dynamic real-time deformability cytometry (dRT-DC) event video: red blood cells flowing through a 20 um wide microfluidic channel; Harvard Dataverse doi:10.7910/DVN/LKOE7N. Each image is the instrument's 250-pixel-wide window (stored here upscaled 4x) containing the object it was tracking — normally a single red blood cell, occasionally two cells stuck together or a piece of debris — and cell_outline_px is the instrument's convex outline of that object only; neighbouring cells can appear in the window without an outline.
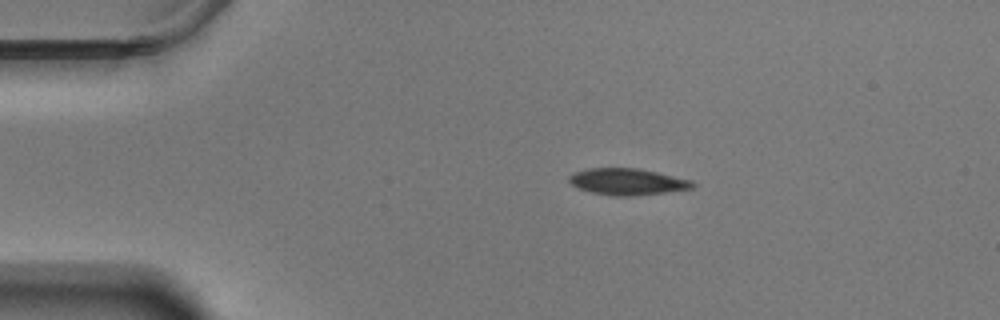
{"species": "Egyptian fruit bat (a non-hibernating species)", "species_latin": "Rousettus aegyptiacus", "temperature_condition": "warm", "stored_images_in_passage": 47, "camera_frame_rate_fps": 3000, "um_per_image_px": 0.085, "animal": {"sex": "male"}, "frame": {"image": 1, "passage_image": 1, "time_ms": 0.0, "image_size_px": [1000, 320], "cell_outline_px": [[696, 184], [692, 188], [664, 192], [632, 196], [612, 196], [592, 192], [580, 188], [572, 184], [568, 180], [568, 176], [572, 172], [588, 168], [640, 168], [692, 180]], "centroid_in_image_um": [53.31, 15.43], "position_along_channel_um": 31.7, "area_um2": 19.07}}
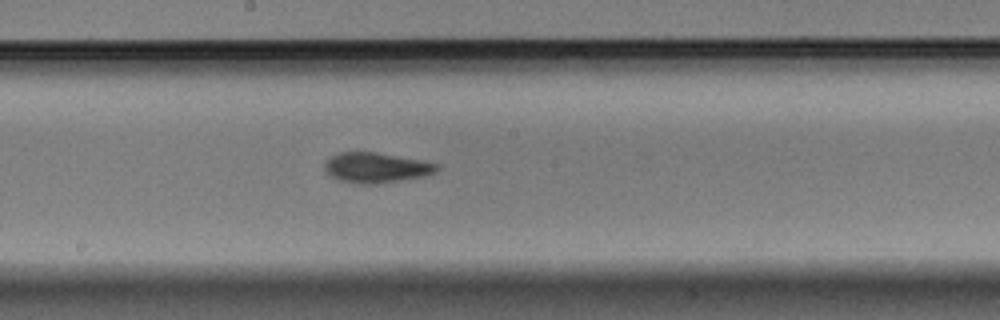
{"frame": {"image": 2, "passage_image": 21, "time_ms": 6.667, "image_size_px": [1000, 320], "cell_outline_px": [[440, 168], [436, 172], [424, 176], [376, 184], [356, 184], [336, 180], [324, 168], [324, 164], [332, 156], [340, 152], [376, 152], [420, 160], [440, 164]], "centroid_in_image_um": [31.98, 14.26], "position_along_channel_um": 216.2, "area_um2": 19.71}}
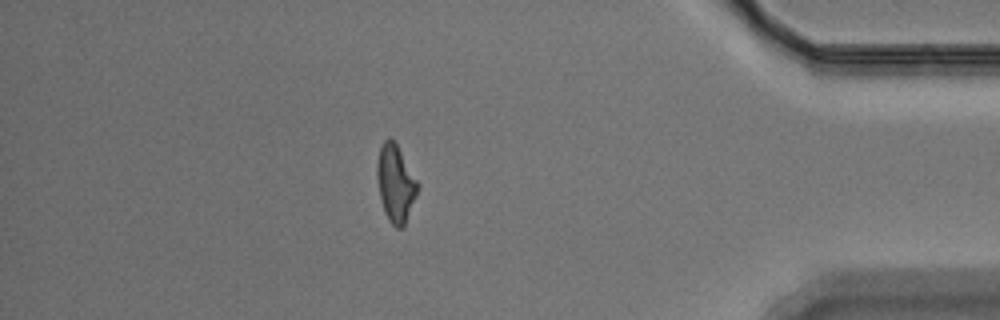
{"frame": {"image": 3, "passage_image": 40, "time_ms": 13.0, "image_size_px": [1000, 320], "cell_outline_px": [[420, 184], [416, 196], [404, 224], [400, 228], [396, 228], [388, 220], [384, 212], [380, 200], [376, 176], [376, 164], [380, 148], [384, 140], [392, 140], [396, 144]], "centroid_in_image_um": [33.6, 15.61], "position_along_channel_um": 401.6, "area_um2": 18.09}, "authors_computed_cell_mechanics": {"area_um2": 19.1318, "velocity_mm_per_s": 3.5129, "shape_relaxation_time_tau1_ms": 4.0622, "shape_relaxation_time_tau2_ms": 5.2135, "deformation_change_tau1": 0.1459, "deformation_change_tau2": 0.1298}}